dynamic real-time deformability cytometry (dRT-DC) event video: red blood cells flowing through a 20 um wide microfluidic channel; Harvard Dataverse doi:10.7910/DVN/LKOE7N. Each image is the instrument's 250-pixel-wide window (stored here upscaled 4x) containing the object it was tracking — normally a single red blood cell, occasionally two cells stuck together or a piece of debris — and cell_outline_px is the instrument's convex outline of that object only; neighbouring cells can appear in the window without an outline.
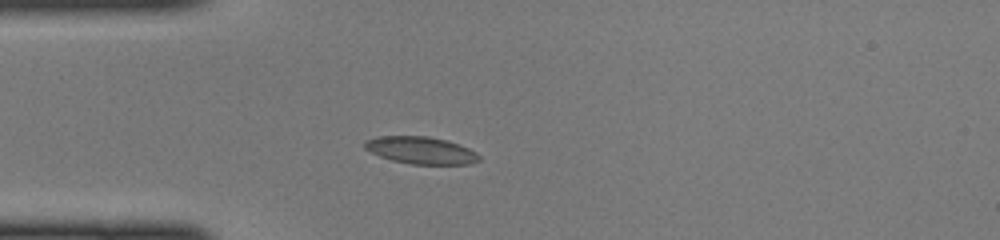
{"species": "common noctule bat (a hibernating species)", "species_latin": "Nyctalus noctula", "temperature_condition": "cold", "stored_images_in_passage": 35, "camera_frame_rate_fps": 3000, "um_per_image_px": 0.085, "animal": {"sex": "female", "body_mass_g": 22.0, "forearm_length_mm": 56.7}, "frame": {"image": 1, "passage_image": 1, "time_ms": 0.0, "image_size_px": [1000, 240], "cell_outline_px": [[480, 160], [472, 164], [412, 164], [392, 160], [380, 156], [364, 148], [364, 140], [376, 136], [428, 136], [444, 140], [468, 148], [476, 152], [480, 156]], "centroid_in_image_um": [35.76, 12.77], "position_along_channel_um": 49.2, "area_um2": 18.03}}
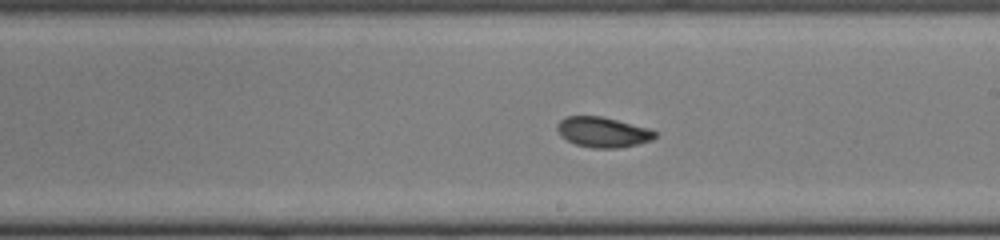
{"frame": {"image": 2, "passage_image": 15, "time_ms": 4.667, "image_size_px": [1000, 240], "cell_outline_px": [[656, 136], [652, 140], [620, 148], [592, 148], [576, 144], [560, 136], [556, 128], [556, 124], [560, 120], [568, 116], [600, 116], [652, 128], [656, 132]], "centroid_in_image_um": [51.25, 11.23], "position_along_channel_um": 237.7, "area_um2": 17.34}}
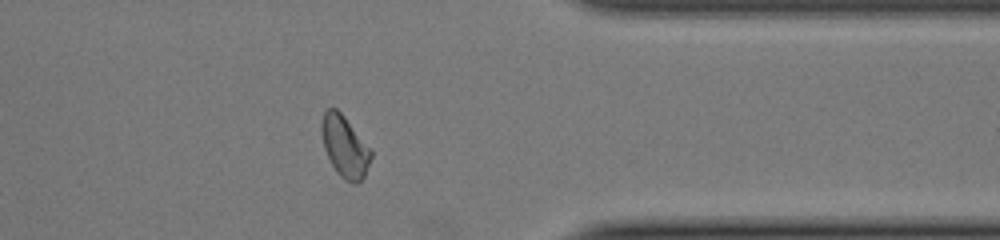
{"frame": {"image": 3, "passage_image": 26, "time_ms": 8.333, "image_size_px": [1000, 240], "cell_outline_px": [[372, 156], [364, 176], [356, 184], [344, 180], [336, 172], [324, 148], [320, 132], [320, 124], [324, 112], [328, 108], [336, 108], [344, 116], [372, 152]], "centroid_in_image_um": [29.27, 12.45], "position_along_channel_um": 382.1, "area_um2": 17.46}}